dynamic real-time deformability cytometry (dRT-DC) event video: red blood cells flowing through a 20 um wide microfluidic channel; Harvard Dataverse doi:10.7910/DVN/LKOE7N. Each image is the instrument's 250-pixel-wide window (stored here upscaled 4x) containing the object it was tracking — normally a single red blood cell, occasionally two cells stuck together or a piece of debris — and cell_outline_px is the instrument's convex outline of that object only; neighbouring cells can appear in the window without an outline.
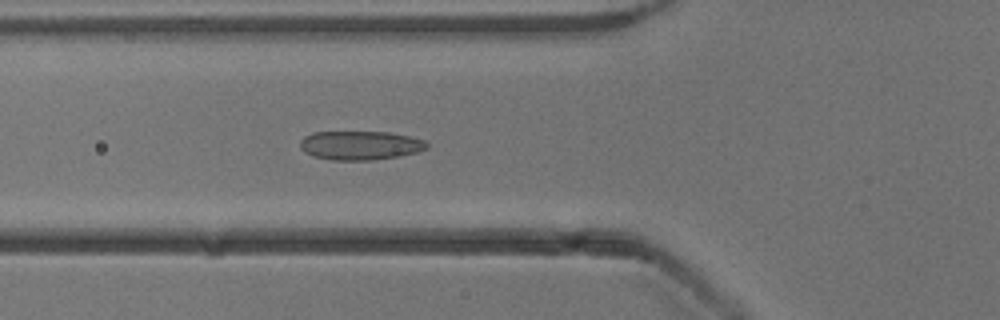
{"species": "common noctule bat (a hibernating species)", "species_latin": "Nyctalus noctula", "temperature_condition": "cold", "stored_images_in_passage": 51, "camera_frame_rate_fps": 3000, "um_per_image_px": 0.085, "animal": {"sex": "male", "body_mass_g": 13.3}, "frame": {"image": 1, "passage_image": 18, "time_ms": 5.667, "image_size_px": [1000, 320], "cell_outline_px": [[428, 148], [416, 152], [400, 156], [372, 160], [332, 160], [312, 156], [304, 152], [300, 148], [300, 140], [304, 136], [312, 132], [388, 132], [408, 136], [424, 140], [428, 144]], "centroid_in_image_um": [30.58, 12.36], "position_along_channel_um": 95.2, "area_um2": 21.44}}
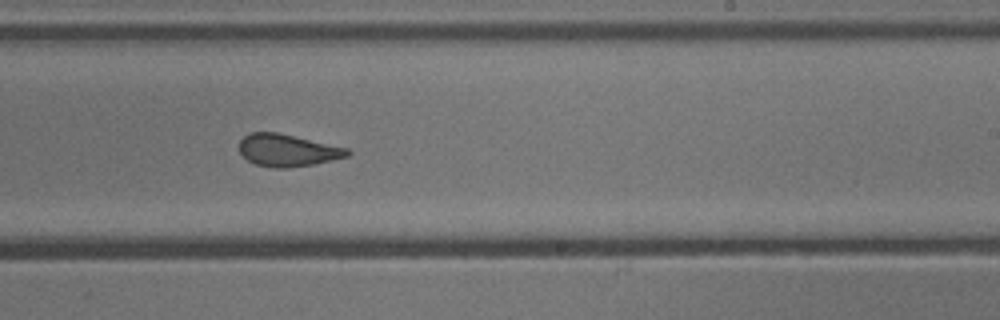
{"frame": {"image": 2, "passage_image": 31, "time_ms": 10.0, "image_size_px": [1000, 320], "cell_outline_px": [[352, 152], [348, 156], [332, 160], [312, 164], [288, 168], [276, 168], [256, 164], [248, 160], [240, 152], [240, 140], [244, 136], [252, 132], [276, 132], [348, 148]], "centroid_in_image_um": [24.45, 12.77], "position_along_channel_um": 264.6, "area_um2": 20.06}}
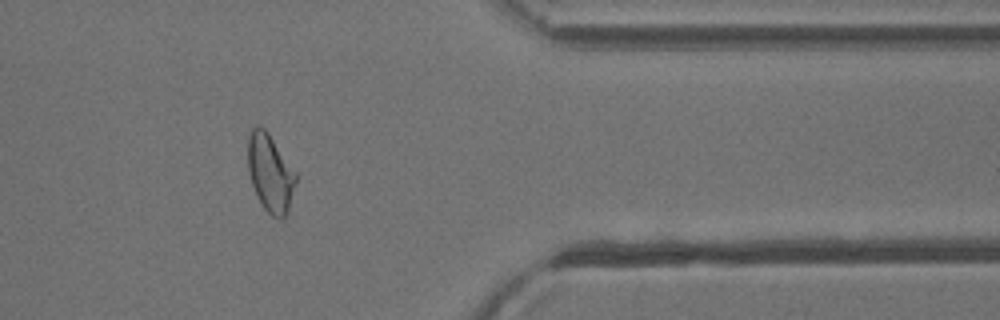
{"frame": {"image": 3, "passage_image": 42, "time_ms": 13.667, "image_size_px": [1000, 320], "cell_outline_px": [[296, 184], [288, 212], [280, 220], [272, 216], [264, 208], [252, 184], [248, 172], [248, 136], [252, 128], [256, 124], [260, 124], [268, 132], [296, 172]], "centroid_in_image_um": [22.97, 14.68], "position_along_channel_um": 388.4, "area_um2": 21.73}, "authors_computed_cell_mechanics": {"area_um2": 21.9062, "velocity_mm_per_s": 3.8921, "shape_relaxation_time_tau1_ms": null, "shape_relaxation_time_tau2_ms": 1.7856, "deformation_change_tau1": null, "deformation_change_tau2": 0.067}}